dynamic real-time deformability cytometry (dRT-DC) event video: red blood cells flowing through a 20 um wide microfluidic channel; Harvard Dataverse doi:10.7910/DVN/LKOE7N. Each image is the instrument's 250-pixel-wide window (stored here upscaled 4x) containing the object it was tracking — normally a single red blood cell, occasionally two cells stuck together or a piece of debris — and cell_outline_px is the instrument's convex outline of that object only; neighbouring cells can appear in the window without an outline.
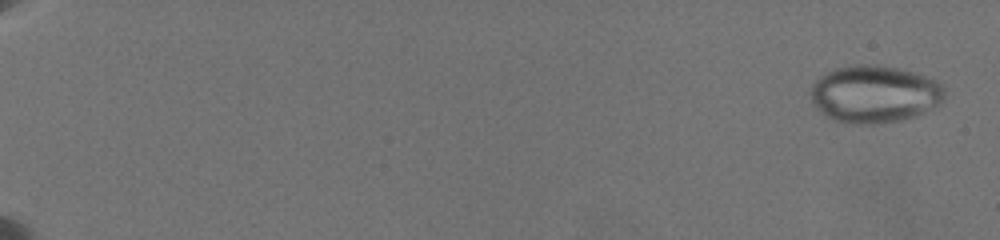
{"species": "common noctule bat (a hibernating species)", "species_latin": "Nyctalus noctula", "temperature_condition": "warm", "stored_images_in_passage": 33, "camera_frame_rate_fps": 3000, "um_per_image_px": 0.085, "animal": {"sex": "female", "body_mass_g": 19.5, "forearm_length_mm": 54.1}, "frame": {"image": 1, "passage_image": 1, "time_ms": 0.0, "image_size_px": [1000, 240], "cell_outline_px": [[944, 100], [924, 112], [900, 120], [876, 124], [844, 124], [832, 120], [824, 116], [816, 108], [808, 92], [812, 84], [820, 76], [836, 68], [856, 64], [876, 64], [900, 68], [936, 80], [944, 88]], "centroid_in_image_um": [74.27, 8.0], "position_along_channel_um": 10.7, "area_um2": 45.08}}
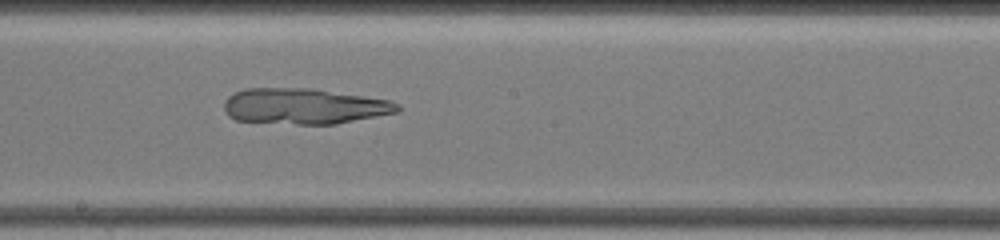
{"frame": {"image": 2, "passage_image": 20, "time_ms": 12.0, "image_size_px": [1000, 240], "cell_outline_px": [[400, 112], [336, 124], [296, 124], [236, 120], [228, 116], [224, 108], [224, 100], [228, 96], [244, 88], [312, 88], [388, 100], [400, 104]], "centroid_in_image_um": [25.85, 9.03], "position_along_channel_um": 222.3, "area_um2": 36.18}}
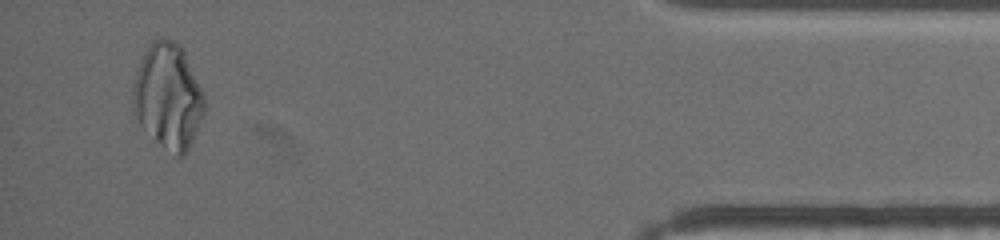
{"frame": {"image": 3, "passage_image": 32, "time_ms": 19.0, "image_size_px": [1000, 240], "cell_outline_px": [[204, 112], [192, 140], [184, 156], [176, 156], [156, 140], [140, 124], [132, 112], [132, 88], [136, 72], [140, 60], [144, 52], [152, 40], [172, 40], [180, 44], [184, 48], [204, 92]], "centroid_in_image_um": [14.28, 8.14], "position_along_channel_um": 420.9, "area_um2": 43.81}}